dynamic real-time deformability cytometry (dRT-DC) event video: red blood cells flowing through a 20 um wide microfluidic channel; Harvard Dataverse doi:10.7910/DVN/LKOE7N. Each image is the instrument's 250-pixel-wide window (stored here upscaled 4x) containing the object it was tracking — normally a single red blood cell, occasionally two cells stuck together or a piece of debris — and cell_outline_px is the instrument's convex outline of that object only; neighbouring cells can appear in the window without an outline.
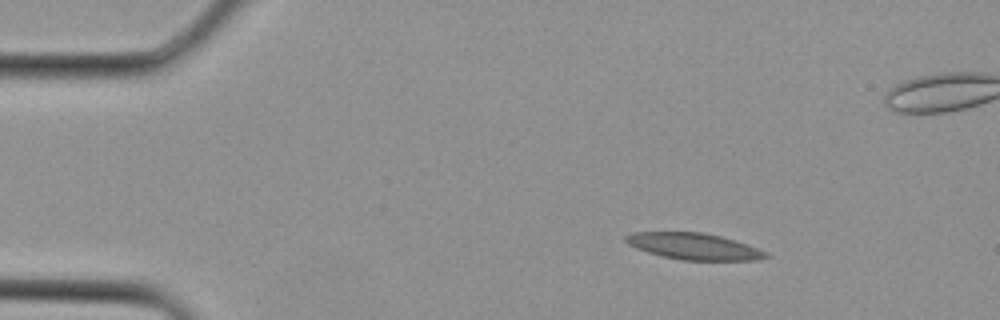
{"species": "Egyptian fruit bat (a non-hibernating species)", "species_latin": "Rousettus aegyptiacus", "temperature_condition": "cold", "stored_images_in_passage": 3, "camera_frame_rate_fps": 3000, "um_per_image_px": 0.085, "animal": {"sex": "female"}, "frame": {"image": 1, "passage_image": 1, "time_ms": 0.0, "image_size_px": [1000, 320], "cell_outline_px": [[768, 256], [756, 260], [684, 260], [660, 256], [636, 248], [628, 244], [624, 240], [624, 236], [632, 232], [704, 232], [736, 240], [768, 252]], "centroid_in_image_um": [58.96, 20.93], "position_along_channel_um": 26.0, "area_um2": 21.62}}